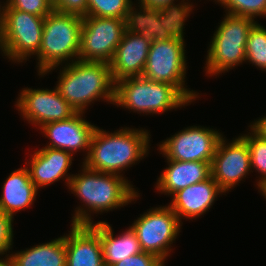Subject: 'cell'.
<instances>
[{"label": "cell", "instance_id": "6da1fadb", "mask_svg": "<svg viewBox=\"0 0 266 266\" xmlns=\"http://www.w3.org/2000/svg\"><path fill=\"white\" fill-rule=\"evenodd\" d=\"M80 167V173L74 174L68 185L69 191L82 201L72 214L71 224L91 225L93 214L126 207L140 197L127 177L90 170L83 163Z\"/></svg>", "mask_w": 266, "mask_h": 266}, {"label": "cell", "instance_id": "7a4b0ae2", "mask_svg": "<svg viewBox=\"0 0 266 266\" xmlns=\"http://www.w3.org/2000/svg\"><path fill=\"white\" fill-rule=\"evenodd\" d=\"M150 134L141 127L124 126L110 132L97 126L91 138L89 154L82 163L90 170L125 177L124 170L148 156Z\"/></svg>", "mask_w": 266, "mask_h": 266}, {"label": "cell", "instance_id": "3957f363", "mask_svg": "<svg viewBox=\"0 0 266 266\" xmlns=\"http://www.w3.org/2000/svg\"><path fill=\"white\" fill-rule=\"evenodd\" d=\"M182 23H166L153 37L142 76L175 86L192 104L199 92L187 88V58Z\"/></svg>", "mask_w": 266, "mask_h": 266}, {"label": "cell", "instance_id": "277c9868", "mask_svg": "<svg viewBox=\"0 0 266 266\" xmlns=\"http://www.w3.org/2000/svg\"><path fill=\"white\" fill-rule=\"evenodd\" d=\"M59 67L55 88L77 112L85 113L95 101L114 104L115 83L109 63L76 60Z\"/></svg>", "mask_w": 266, "mask_h": 266}, {"label": "cell", "instance_id": "5b68a950", "mask_svg": "<svg viewBox=\"0 0 266 266\" xmlns=\"http://www.w3.org/2000/svg\"><path fill=\"white\" fill-rule=\"evenodd\" d=\"M82 17L52 11L46 15L42 41L36 57L37 75L51 74L58 66L78 60Z\"/></svg>", "mask_w": 266, "mask_h": 266}, {"label": "cell", "instance_id": "8992f818", "mask_svg": "<svg viewBox=\"0 0 266 266\" xmlns=\"http://www.w3.org/2000/svg\"><path fill=\"white\" fill-rule=\"evenodd\" d=\"M191 102L173 85L154 82L143 76L124 78L115 83L114 106L154 115L188 106Z\"/></svg>", "mask_w": 266, "mask_h": 266}, {"label": "cell", "instance_id": "52a82bcc", "mask_svg": "<svg viewBox=\"0 0 266 266\" xmlns=\"http://www.w3.org/2000/svg\"><path fill=\"white\" fill-rule=\"evenodd\" d=\"M224 15L207 47L204 66L207 77H219L245 63L248 34L257 22L248 17Z\"/></svg>", "mask_w": 266, "mask_h": 266}, {"label": "cell", "instance_id": "ba28073f", "mask_svg": "<svg viewBox=\"0 0 266 266\" xmlns=\"http://www.w3.org/2000/svg\"><path fill=\"white\" fill-rule=\"evenodd\" d=\"M17 9H3L0 16V50L5 59L21 64L41 46L44 19Z\"/></svg>", "mask_w": 266, "mask_h": 266}, {"label": "cell", "instance_id": "9c48e42d", "mask_svg": "<svg viewBox=\"0 0 266 266\" xmlns=\"http://www.w3.org/2000/svg\"><path fill=\"white\" fill-rule=\"evenodd\" d=\"M165 24L159 20L139 19L128 27L109 62L114 83L142 76L151 41Z\"/></svg>", "mask_w": 266, "mask_h": 266}, {"label": "cell", "instance_id": "30bf717a", "mask_svg": "<svg viewBox=\"0 0 266 266\" xmlns=\"http://www.w3.org/2000/svg\"><path fill=\"white\" fill-rule=\"evenodd\" d=\"M182 225L183 222L166 204L147 209L130 227L135 232L142 251L154 254L158 258H168L171 257V247L181 232Z\"/></svg>", "mask_w": 266, "mask_h": 266}, {"label": "cell", "instance_id": "8fae6325", "mask_svg": "<svg viewBox=\"0 0 266 266\" xmlns=\"http://www.w3.org/2000/svg\"><path fill=\"white\" fill-rule=\"evenodd\" d=\"M130 25L126 19L82 17L78 60L109 63Z\"/></svg>", "mask_w": 266, "mask_h": 266}, {"label": "cell", "instance_id": "7c38bea8", "mask_svg": "<svg viewBox=\"0 0 266 266\" xmlns=\"http://www.w3.org/2000/svg\"><path fill=\"white\" fill-rule=\"evenodd\" d=\"M224 134L204 126H188L158 144L165 159L176 161L211 162L220 138Z\"/></svg>", "mask_w": 266, "mask_h": 266}, {"label": "cell", "instance_id": "4fadbf2b", "mask_svg": "<svg viewBox=\"0 0 266 266\" xmlns=\"http://www.w3.org/2000/svg\"><path fill=\"white\" fill-rule=\"evenodd\" d=\"M15 102L23 120L38 127V130L45 124L69 119L77 113L55 86L53 89L27 86L19 92Z\"/></svg>", "mask_w": 266, "mask_h": 266}, {"label": "cell", "instance_id": "5bb4252c", "mask_svg": "<svg viewBox=\"0 0 266 266\" xmlns=\"http://www.w3.org/2000/svg\"><path fill=\"white\" fill-rule=\"evenodd\" d=\"M226 140L220 138L211 163V176L225 195L252 172L247 141L241 135Z\"/></svg>", "mask_w": 266, "mask_h": 266}, {"label": "cell", "instance_id": "9a60e30c", "mask_svg": "<svg viewBox=\"0 0 266 266\" xmlns=\"http://www.w3.org/2000/svg\"><path fill=\"white\" fill-rule=\"evenodd\" d=\"M83 114L85 113L77 112L69 119L43 125L39 130L49 140L44 146L73 155L82 150L85 152L84 161L89 154L91 138L97 126L86 120Z\"/></svg>", "mask_w": 266, "mask_h": 266}, {"label": "cell", "instance_id": "2e32d148", "mask_svg": "<svg viewBox=\"0 0 266 266\" xmlns=\"http://www.w3.org/2000/svg\"><path fill=\"white\" fill-rule=\"evenodd\" d=\"M73 157L70 152L43 146L32 153L27 159L30 161H26L25 167L37 189L47 187L60 180L65 181L68 188L69 181L74 175L68 173L72 161H74Z\"/></svg>", "mask_w": 266, "mask_h": 266}, {"label": "cell", "instance_id": "e0dca14e", "mask_svg": "<svg viewBox=\"0 0 266 266\" xmlns=\"http://www.w3.org/2000/svg\"><path fill=\"white\" fill-rule=\"evenodd\" d=\"M225 193L218 183L210 176L205 181L189 185L174 193L169 207L176 213L179 220L198 219L213 207L220 195Z\"/></svg>", "mask_w": 266, "mask_h": 266}, {"label": "cell", "instance_id": "ac0fdd59", "mask_svg": "<svg viewBox=\"0 0 266 266\" xmlns=\"http://www.w3.org/2000/svg\"><path fill=\"white\" fill-rule=\"evenodd\" d=\"M70 227L65 234L66 266H104L100 235L90 225Z\"/></svg>", "mask_w": 266, "mask_h": 266}, {"label": "cell", "instance_id": "d6986e66", "mask_svg": "<svg viewBox=\"0 0 266 266\" xmlns=\"http://www.w3.org/2000/svg\"><path fill=\"white\" fill-rule=\"evenodd\" d=\"M167 165L160 173L155 190L160 194L172 196L189 185L205 181L211 176V162L176 161L166 159Z\"/></svg>", "mask_w": 266, "mask_h": 266}, {"label": "cell", "instance_id": "ffe728a7", "mask_svg": "<svg viewBox=\"0 0 266 266\" xmlns=\"http://www.w3.org/2000/svg\"><path fill=\"white\" fill-rule=\"evenodd\" d=\"M2 184L0 211L13 219L17 212L32 207L39 192L25 166L10 172Z\"/></svg>", "mask_w": 266, "mask_h": 266}, {"label": "cell", "instance_id": "44dd1931", "mask_svg": "<svg viewBox=\"0 0 266 266\" xmlns=\"http://www.w3.org/2000/svg\"><path fill=\"white\" fill-rule=\"evenodd\" d=\"M90 226L100 235L104 266H112L126 257L142 252L138 238L130 226L118 235L114 234L112 225L106 221H95Z\"/></svg>", "mask_w": 266, "mask_h": 266}, {"label": "cell", "instance_id": "7402d4cb", "mask_svg": "<svg viewBox=\"0 0 266 266\" xmlns=\"http://www.w3.org/2000/svg\"><path fill=\"white\" fill-rule=\"evenodd\" d=\"M10 253L15 266H66L65 234L24 250H11Z\"/></svg>", "mask_w": 266, "mask_h": 266}, {"label": "cell", "instance_id": "603a6c76", "mask_svg": "<svg viewBox=\"0 0 266 266\" xmlns=\"http://www.w3.org/2000/svg\"><path fill=\"white\" fill-rule=\"evenodd\" d=\"M136 1V12L140 20H159L166 23H185L194 10V4L188 0H181V2L180 0Z\"/></svg>", "mask_w": 266, "mask_h": 266}, {"label": "cell", "instance_id": "cb8c5ba5", "mask_svg": "<svg viewBox=\"0 0 266 266\" xmlns=\"http://www.w3.org/2000/svg\"><path fill=\"white\" fill-rule=\"evenodd\" d=\"M87 16L126 19L131 24L139 20L132 0H88Z\"/></svg>", "mask_w": 266, "mask_h": 266}, {"label": "cell", "instance_id": "d4e9b609", "mask_svg": "<svg viewBox=\"0 0 266 266\" xmlns=\"http://www.w3.org/2000/svg\"><path fill=\"white\" fill-rule=\"evenodd\" d=\"M246 134H240L246 141L250 152L251 170L258 172L257 189L266 184V139L257 135L250 127Z\"/></svg>", "mask_w": 266, "mask_h": 266}, {"label": "cell", "instance_id": "484cf974", "mask_svg": "<svg viewBox=\"0 0 266 266\" xmlns=\"http://www.w3.org/2000/svg\"><path fill=\"white\" fill-rule=\"evenodd\" d=\"M245 49V62L266 72V28L258 21L249 31Z\"/></svg>", "mask_w": 266, "mask_h": 266}, {"label": "cell", "instance_id": "4316f807", "mask_svg": "<svg viewBox=\"0 0 266 266\" xmlns=\"http://www.w3.org/2000/svg\"><path fill=\"white\" fill-rule=\"evenodd\" d=\"M226 14L248 17L253 20L266 17V0H216Z\"/></svg>", "mask_w": 266, "mask_h": 266}, {"label": "cell", "instance_id": "83f0119b", "mask_svg": "<svg viewBox=\"0 0 266 266\" xmlns=\"http://www.w3.org/2000/svg\"><path fill=\"white\" fill-rule=\"evenodd\" d=\"M4 9H17L36 16H46L53 11L52 0H6Z\"/></svg>", "mask_w": 266, "mask_h": 266}, {"label": "cell", "instance_id": "f1b7e54d", "mask_svg": "<svg viewBox=\"0 0 266 266\" xmlns=\"http://www.w3.org/2000/svg\"><path fill=\"white\" fill-rule=\"evenodd\" d=\"M14 219L10 216L4 215L0 211V256L9 255L10 250L13 248ZM13 224V225H12Z\"/></svg>", "mask_w": 266, "mask_h": 266}, {"label": "cell", "instance_id": "f546056e", "mask_svg": "<svg viewBox=\"0 0 266 266\" xmlns=\"http://www.w3.org/2000/svg\"><path fill=\"white\" fill-rule=\"evenodd\" d=\"M52 3L58 13L87 16L88 0H52Z\"/></svg>", "mask_w": 266, "mask_h": 266}, {"label": "cell", "instance_id": "4dcf8cb0", "mask_svg": "<svg viewBox=\"0 0 266 266\" xmlns=\"http://www.w3.org/2000/svg\"><path fill=\"white\" fill-rule=\"evenodd\" d=\"M157 259L158 257L154 254L142 251L139 254L126 257L112 266H152Z\"/></svg>", "mask_w": 266, "mask_h": 266}, {"label": "cell", "instance_id": "1f68e13d", "mask_svg": "<svg viewBox=\"0 0 266 266\" xmlns=\"http://www.w3.org/2000/svg\"><path fill=\"white\" fill-rule=\"evenodd\" d=\"M250 127L257 135L266 139V116L251 121Z\"/></svg>", "mask_w": 266, "mask_h": 266}, {"label": "cell", "instance_id": "d6a6232c", "mask_svg": "<svg viewBox=\"0 0 266 266\" xmlns=\"http://www.w3.org/2000/svg\"><path fill=\"white\" fill-rule=\"evenodd\" d=\"M0 266H15V265H14L11 257L9 255H6L3 258L0 257Z\"/></svg>", "mask_w": 266, "mask_h": 266}, {"label": "cell", "instance_id": "836d02e7", "mask_svg": "<svg viewBox=\"0 0 266 266\" xmlns=\"http://www.w3.org/2000/svg\"><path fill=\"white\" fill-rule=\"evenodd\" d=\"M168 258H158L152 266H165V263L167 262ZM166 261V262H165Z\"/></svg>", "mask_w": 266, "mask_h": 266}, {"label": "cell", "instance_id": "e575fe53", "mask_svg": "<svg viewBox=\"0 0 266 266\" xmlns=\"http://www.w3.org/2000/svg\"><path fill=\"white\" fill-rule=\"evenodd\" d=\"M259 192L263 195V197H264L265 200H266V184L263 185V186L260 188Z\"/></svg>", "mask_w": 266, "mask_h": 266}, {"label": "cell", "instance_id": "d590c367", "mask_svg": "<svg viewBox=\"0 0 266 266\" xmlns=\"http://www.w3.org/2000/svg\"><path fill=\"white\" fill-rule=\"evenodd\" d=\"M3 3L0 1V16H1L2 12H3L4 7L7 5V1H5V2L3 1Z\"/></svg>", "mask_w": 266, "mask_h": 266}]
</instances>
